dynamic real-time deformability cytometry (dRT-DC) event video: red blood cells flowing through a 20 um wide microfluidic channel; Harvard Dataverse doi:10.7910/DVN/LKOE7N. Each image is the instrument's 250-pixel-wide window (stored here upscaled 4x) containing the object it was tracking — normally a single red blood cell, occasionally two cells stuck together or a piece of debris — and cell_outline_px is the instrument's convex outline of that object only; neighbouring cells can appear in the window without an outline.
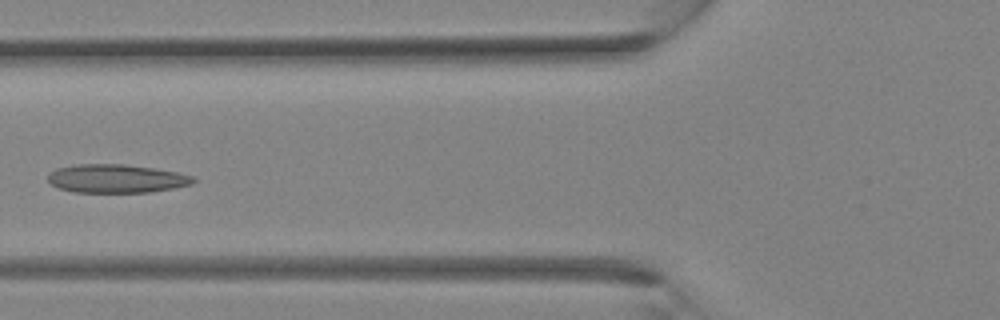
{"species": "Egyptian fruit bat (a non-hibernating species)", "species_latin": "Rousettus aegyptiacus", "temperature_condition": "room temperature", "stored_images_in_passage": 25, "camera_frame_rate_fps": 3000, "um_per_image_px": 0.085, "animal": {"sex": "female"}, "frame": {"image": 1, "passage_image": 4, "time_ms": 1.0, "image_size_px": [1000, 320], "cell_outline_px": [[196, 180], [192, 184], [172, 188], [148, 192], [72, 192], [60, 188], [52, 184], [48, 180], [48, 176], [56, 168], [76, 164], [124, 164], [156, 168], [196, 176]], "centroid_in_image_um": [9.92, 15.17], "position_along_channel_um": 115.9, "area_um2": 24.1}}
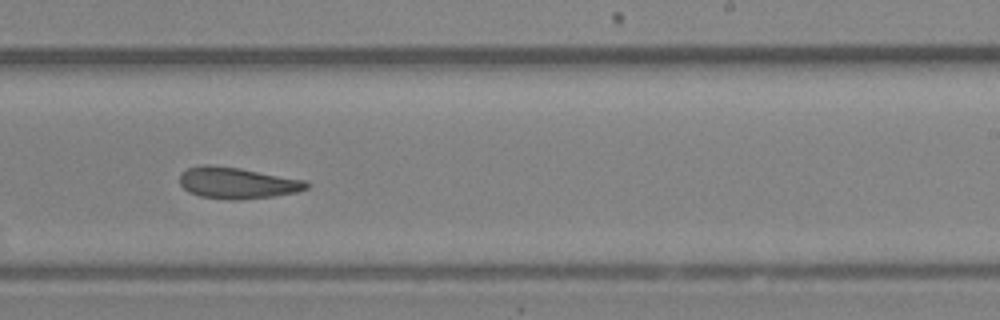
{"frame": {"image": 2, "passage_image": 12, "time_ms": 3.667, "image_size_px": [1000, 320], "cell_outline_px": [[312, 184], [308, 188], [296, 192], [272, 196], [236, 200], [228, 200], [200, 196], [188, 192], [180, 184], [180, 172], [188, 168], [204, 164], [212, 164], [240, 168], [308, 180]], "centroid_in_image_um": [20.18, 15.54], "position_along_channel_um": 268.8, "area_um2": 23.47}}
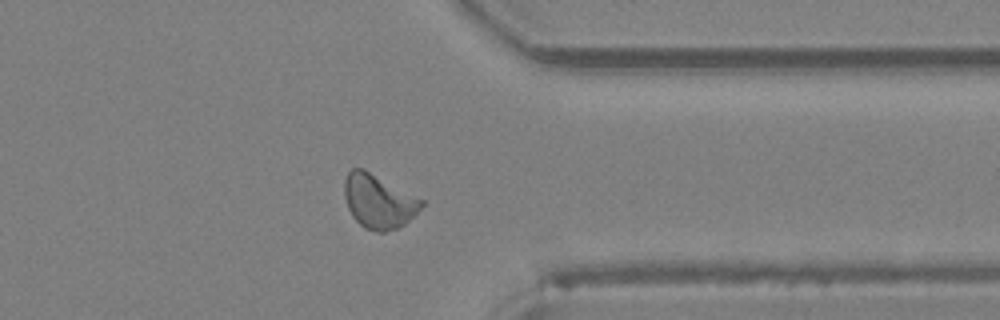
{"frame": {"image": 3, "passage_image": 18, "time_ms": 5.667, "image_size_px": [1000, 320], "cell_outline_px": [[424, 204], [400, 228], [384, 232], [376, 232], [364, 228], [352, 216], [348, 208], [344, 196], [344, 180], [348, 172], [352, 168], [364, 168], [424, 200]], "centroid_in_image_um": [32.16, 17.11], "position_along_channel_um": 379.2, "area_um2": 24.28}}